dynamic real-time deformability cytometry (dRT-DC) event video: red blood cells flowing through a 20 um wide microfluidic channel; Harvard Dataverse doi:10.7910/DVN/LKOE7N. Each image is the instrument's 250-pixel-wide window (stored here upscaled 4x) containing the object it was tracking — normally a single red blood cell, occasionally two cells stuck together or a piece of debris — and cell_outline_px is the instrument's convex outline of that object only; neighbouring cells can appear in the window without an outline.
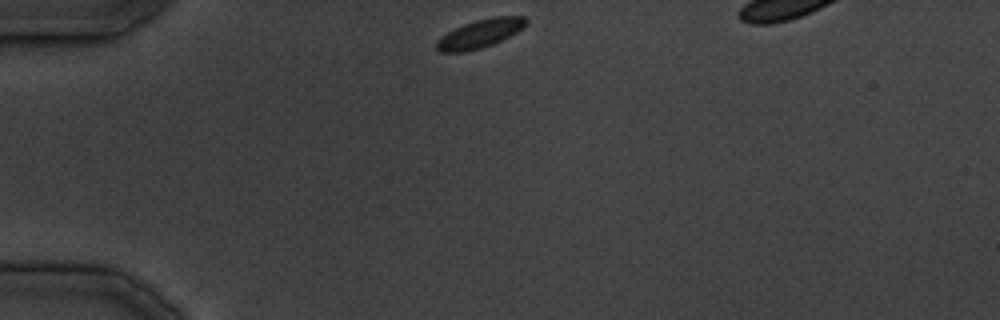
{"species": "common noctule bat (a hibernating species)", "species_latin": "Nyctalus noctula", "temperature_condition": "cold", "stored_images_in_passage": 27, "camera_frame_rate_fps": 3000, "um_per_image_px": 0.085, "animal": {"sex": "male", "body_mass_g": 19.5, "forearm_length_mm": 54.6}, "frame": {"image": 1, "passage_image": 1, "time_ms": 0.0, "image_size_px": [1000, 320], "cell_outline_px": [[528, 24], [516, 32], [492, 44], [480, 48], [464, 52], [440, 52], [436, 48], [436, 40], [440, 36], [464, 24], [476, 20], [496, 16], [524, 16], [528, 20]], "centroid_in_image_um": [40.79, 2.85], "position_along_channel_um": 44.2, "area_um2": 14.68}}
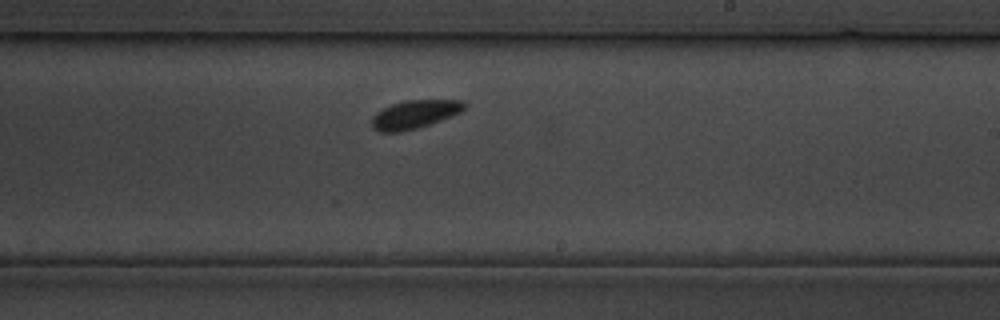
{"frame": {"image": 2, "passage_image": 15, "time_ms": 16.667, "image_size_px": [1000, 320], "cell_outline_px": [[464, 108], [460, 112], [440, 120], [416, 128], [400, 132], [380, 132], [372, 128], [372, 116], [376, 112], [392, 104], [408, 100], [464, 100]], "centroid_in_image_um": [35.2, 9.72], "position_along_channel_um": 253.8, "area_um2": 15.03}}
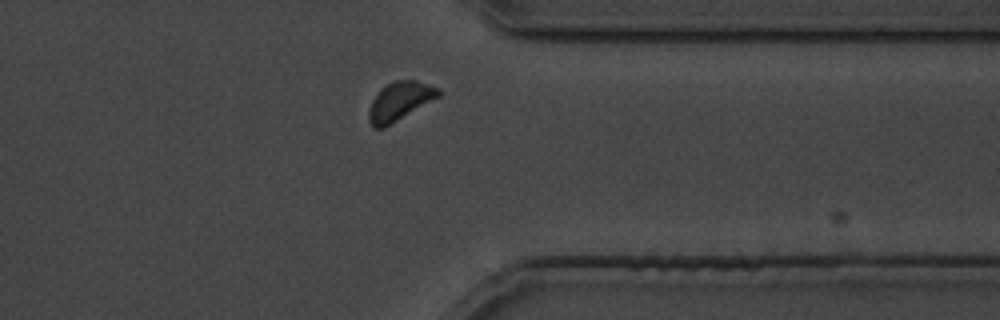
{"frame": {"image": 3, "passage_image": 22, "time_ms": 25.333, "image_size_px": [1000, 320], "cell_outline_px": [[440, 96], [384, 128], [372, 128], [368, 120], [368, 112], [372, 100], [380, 88], [396, 80], [416, 80], [428, 84], [436, 88], [440, 92]], "centroid_in_image_um": [33.94, 8.62], "position_along_channel_um": 377.5, "area_um2": 15.55}}